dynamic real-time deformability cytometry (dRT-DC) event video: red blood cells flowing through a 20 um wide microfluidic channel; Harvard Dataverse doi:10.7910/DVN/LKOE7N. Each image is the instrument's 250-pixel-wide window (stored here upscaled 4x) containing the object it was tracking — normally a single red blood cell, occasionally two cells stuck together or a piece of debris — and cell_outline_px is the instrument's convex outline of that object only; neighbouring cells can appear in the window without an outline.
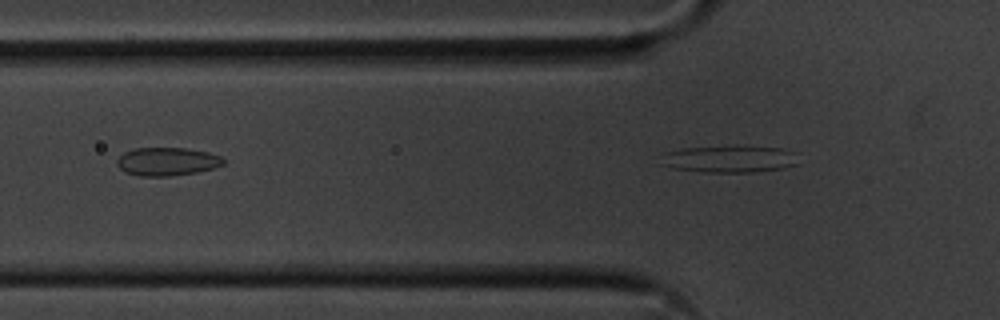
{"species": "common noctule bat (a hibernating species)", "species_latin": "Nyctalus noctula", "temperature_condition": "cold", "stored_images_in_passage": 12, "segment_of_instrument_passage": [2, 2], "camera_frame_rate_fps": 3000, "um_per_image_px": 0.085, "animal": {"sex": "male", "body_mass_g": 20.1, "forearm_length_mm": 53.5}, "frame": {"image": 1, "passage_image": 12, "time_ms": 3.667, "image_size_px": [1000, 320], "cell_outline_px": [[800, 164], [784, 168], [752, 172], [704, 172], [672, 168], [660, 164], [664, 152], [684, 148], [780, 148], [800, 152]], "centroid_in_image_um": [62.09, 13.55], "position_along_channel_um": 63.7, "area_um2": 21.27}}